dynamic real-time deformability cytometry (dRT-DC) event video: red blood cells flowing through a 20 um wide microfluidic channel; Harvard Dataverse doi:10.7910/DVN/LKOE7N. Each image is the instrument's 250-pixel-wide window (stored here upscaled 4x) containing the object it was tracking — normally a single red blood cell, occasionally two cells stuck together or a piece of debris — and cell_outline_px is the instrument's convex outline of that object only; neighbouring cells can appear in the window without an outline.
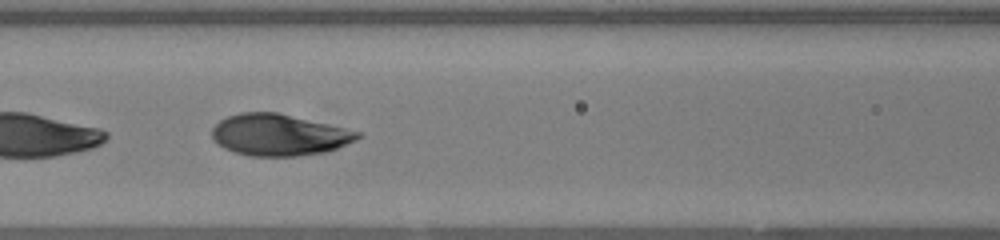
{"species": "human", "species_latin": "Homo sapiens", "temperature_condition": "warm", "stored_images_in_passage": 29, "segment_of_instrument_passage": [2, 2], "camera_frame_rate_fps": 3000, "um_per_image_px": 0.085, "donor": {"sex": "female"}, "frame": {"image": 1, "passage_image": 19, "time_ms": 6.0, "image_size_px": [1000, 240], "cell_outline_px": [[364, 136], [356, 140], [328, 152], [296, 156], [248, 156], [224, 148], [212, 140], [212, 128], [220, 120], [228, 116], [240, 112], [276, 112], [344, 128], [360, 132]], "centroid_in_image_um": [23.71, 11.47], "position_along_channel_um": 142.9, "area_um2": 35.2}}
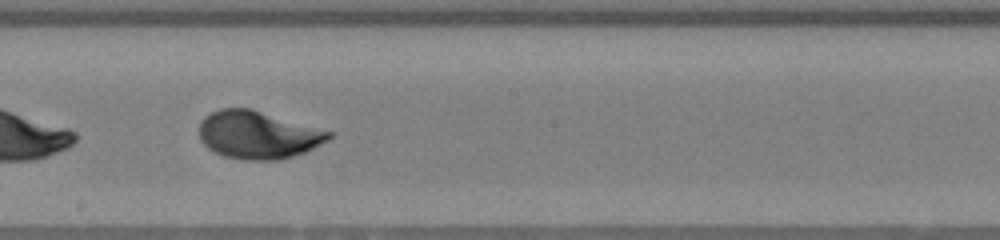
{"frame": {"image": 2, "passage_image": 25, "time_ms": 8.0, "image_size_px": [1000, 240], "cell_outline_px": [[332, 136], [328, 140], [304, 152], [280, 160], [244, 160], [224, 156], [208, 148], [200, 140], [200, 120], [204, 116], [220, 108], [252, 108], [332, 132]], "centroid_in_image_um": [21.9, 11.45], "position_along_channel_um": 226.3, "area_um2": 36.01}}